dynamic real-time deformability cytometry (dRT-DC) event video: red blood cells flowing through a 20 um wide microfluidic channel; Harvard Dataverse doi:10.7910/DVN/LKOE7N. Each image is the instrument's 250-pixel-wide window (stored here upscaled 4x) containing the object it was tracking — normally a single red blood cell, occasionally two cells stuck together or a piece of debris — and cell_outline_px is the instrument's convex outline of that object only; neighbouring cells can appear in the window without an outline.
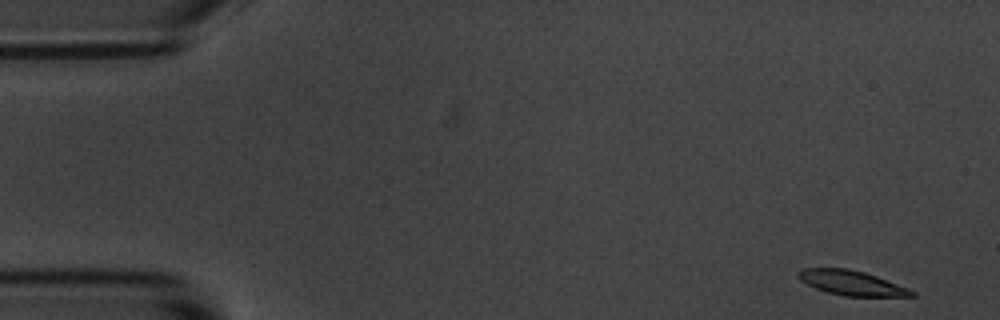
{"species": "common noctule bat (a hibernating species)", "species_latin": "Nyctalus noctula", "temperature_condition": "room temperature", "stored_images_in_passage": 4, "camera_frame_rate_fps": 3000, "um_per_image_px": 0.085, "animal": {"sex": "male", "body_mass_g": 20.1, "forearm_length_mm": 53.5}, "frame": {"image": 1, "passage_image": 1, "time_ms": 0.0, "image_size_px": [1000, 320], "cell_outline_px": [[916, 296], [844, 296], [828, 292], [816, 288], [800, 280], [796, 276], [796, 272], [800, 268], [848, 268], [864, 272], [876, 276], [908, 288], [916, 292]], "centroid_in_image_um": [72.35, 24.03], "position_along_channel_um": 12.7, "area_um2": 16.3}}
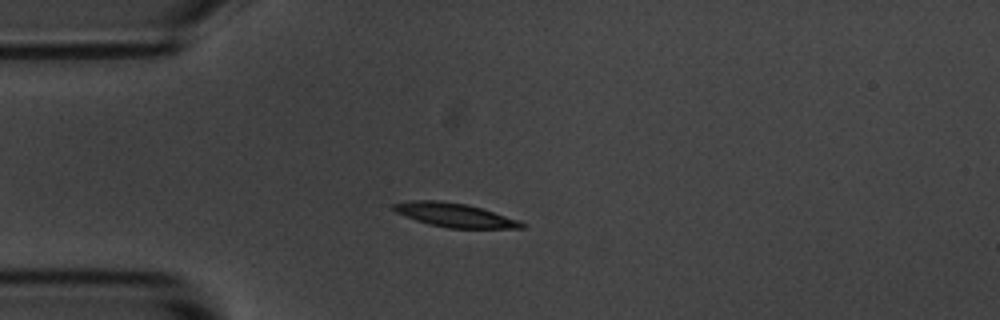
{"frame": {"image": 2, "passage_image": 4, "time_ms": 3.667, "image_size_px": [1000, 320], "cell_outline_px": [[524, 228], [448, 228], [428, 224], [404, 216], [396, 212], [392, 208], [392, 204], [408, 200], [440, 200], [468, 204], [520, 220], [524, 224]], "centroid_in_image_um": [38.61, 18.27], "position_along_channel_um": 46.4, "area_um2": 17.92}}